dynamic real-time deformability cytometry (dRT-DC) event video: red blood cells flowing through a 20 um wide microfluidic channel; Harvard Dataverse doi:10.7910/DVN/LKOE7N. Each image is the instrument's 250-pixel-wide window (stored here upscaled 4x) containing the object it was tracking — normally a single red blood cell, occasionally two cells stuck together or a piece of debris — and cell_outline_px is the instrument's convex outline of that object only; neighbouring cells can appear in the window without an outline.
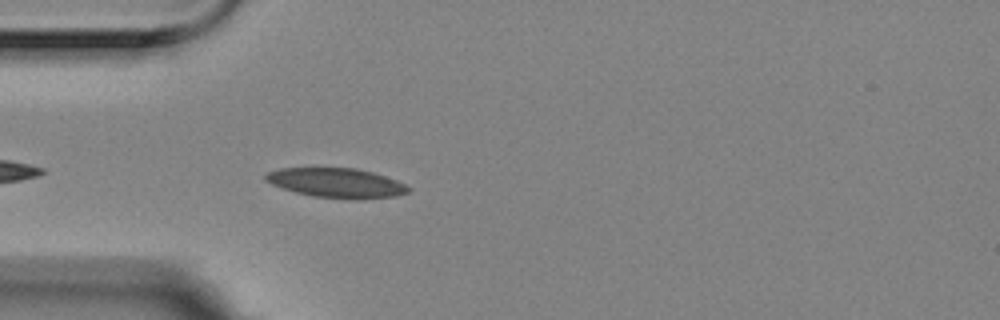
{"species": "Egyptian fruit bat (a non-hibernating species)", "species_latin": "Rousettus aegyptiacus", "temperature_condition": "room temperature", "stored_images_in_passage": 4, "camera_frame_rate_fps": 3000, "um_per_image_px": 0.085, "animal": {"sex": "female"}, "frame": {"image": 1, "passage_image": 4, "time_ms": 1.0, "image_size_px": [1000, 320], "cell_outline_px": [[412, 188], [408, 192], [396, 196], [356, 200], [312, 196], [296, 192], [272, 184], [264, 180], [264, 176], [268, 172], [280, 168], [356, 168], [372, 172], [396, 180]], "centroid_in_image_um": [28.61, 15.55], "position_along_channel_um": 56.4, "area_um2": 24.57}}